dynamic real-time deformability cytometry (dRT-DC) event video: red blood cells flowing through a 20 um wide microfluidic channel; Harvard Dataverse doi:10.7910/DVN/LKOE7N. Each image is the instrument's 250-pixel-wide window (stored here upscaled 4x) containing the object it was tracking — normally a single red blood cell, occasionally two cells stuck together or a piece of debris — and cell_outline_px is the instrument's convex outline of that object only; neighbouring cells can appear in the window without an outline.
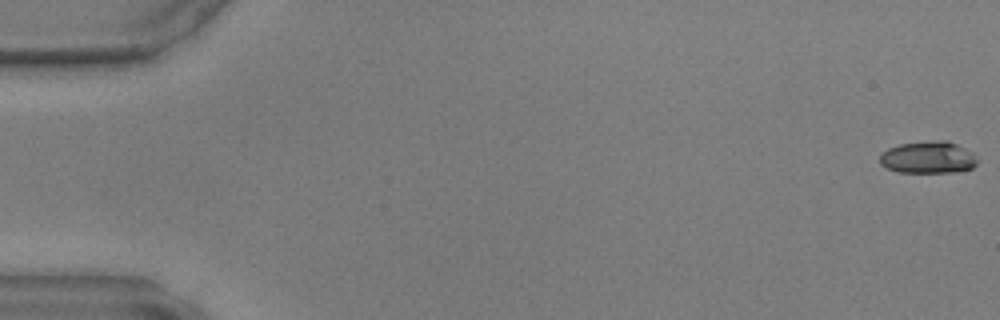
{"species": "common noctule bat (a hibernating species)", "species_latin": "Nyctalus noctula", "temperature_condition": "warm", "stored_images_in_passage": 6, "camera_frame_rate_fps": 3000, "um_per_image_px": 0.085, "animal": {"sex": "male", "body_mass_g": 17.9, "forearm_length_mm": 54.2}, "frame": {"image": 1, "passage_image": 1, "time_ms": 0.0, "image_size_px": [1000, 320], "cell_outline_px": [[976, 164], [972, 168], [956, 172], [896, 172], [880, 164], [880, 152], [888, 148], [900, 144], [940, 140], [948, 140], [972, 152], [976, 156]], "centroid_in_image_um": [78.87, 13.38], "position_along_channel_um": 6.1, "area_um2": 18.21}}